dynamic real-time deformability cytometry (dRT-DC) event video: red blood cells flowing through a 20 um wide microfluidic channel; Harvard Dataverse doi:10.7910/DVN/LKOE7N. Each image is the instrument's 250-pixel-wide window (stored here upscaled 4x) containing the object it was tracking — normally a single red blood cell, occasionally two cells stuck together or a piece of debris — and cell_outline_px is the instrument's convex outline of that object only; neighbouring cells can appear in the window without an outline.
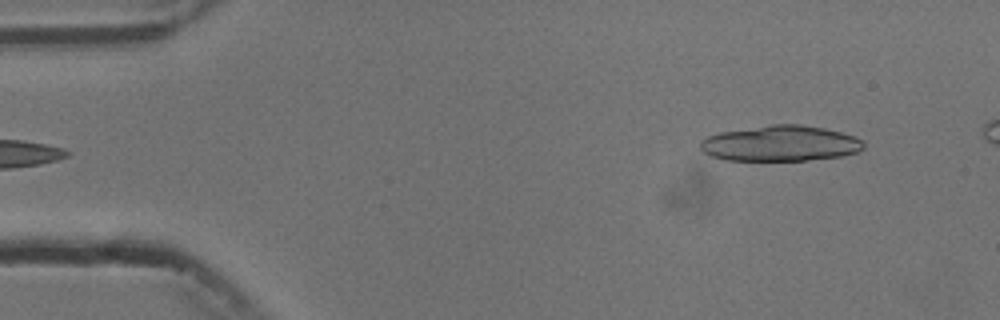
{"species": "common noctule bat (a hibernating species)", "species_latin": "Nyctalus noctula", "temperature_condition": "cold", "stored_images_in_passage": 5, "camera_frame_rate_fps": 3000, "um_per_image_px": 0.085, "animal": {"sex": "male", "body_mass_g": 13.3}, "frame": {"image": 1, "passage_image": 5, "time_ms": 5.667, "image_size_px": [1000, 320], "cell_outline_px": [[864, 148], [856, 152], [840, 156], [808, 160], [724, 160], [712, 156], [704, 152], [700, 148], [700, 140], [708, 136], [720, 132], [772, 124], [800, 124], [824, 128], [840, 132], [864, 140]], "centroid_in_image_um": [66.32, 12.19], "position_along_channel_um": 18.7, "area_um2": 33.81}}